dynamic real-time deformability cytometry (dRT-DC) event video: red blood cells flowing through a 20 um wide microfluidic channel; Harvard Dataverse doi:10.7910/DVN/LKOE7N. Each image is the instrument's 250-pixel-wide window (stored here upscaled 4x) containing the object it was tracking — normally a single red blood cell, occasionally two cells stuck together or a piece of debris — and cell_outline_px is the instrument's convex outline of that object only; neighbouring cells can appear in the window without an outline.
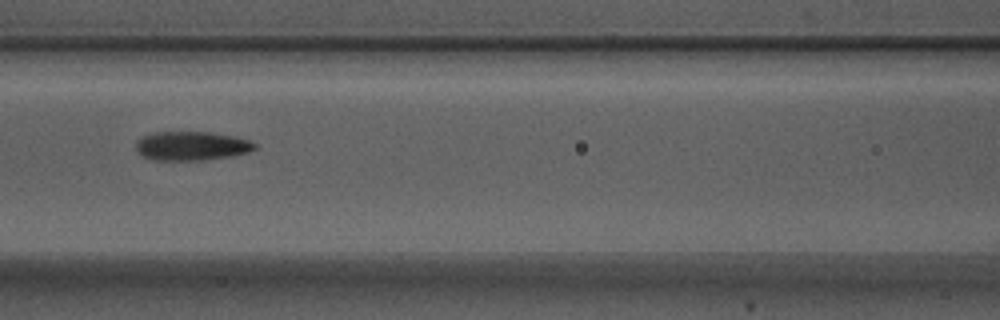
{"species": "Egyptian fruit bat (a non-hibernating species)", "species_latin": "Rousettus aegyptiacus", "temperature_condition": "warm", "stored_images_in_passage": 5, "camera_frame_rate_fps": 3000, "um_per_image_px": 0.085, "animal": {"sex": "male"}, "frame": {"image": 1, "passage_image": 4, "time_ms": 1.0, "image_size_px": [1000, 320], "cell_outline_px": [[256, 148], [248, 152], [232, 156], [204, 160], [152, 160], [136, 152], [136, 140], [144, 136], [156, 132], [212, 132], [236, 136], [248, 140], [256, 144]], "centroid_in_image_um": [16.28, 12.4], "position_along_channel_um": 150.3, "area_um2": 20.17}}
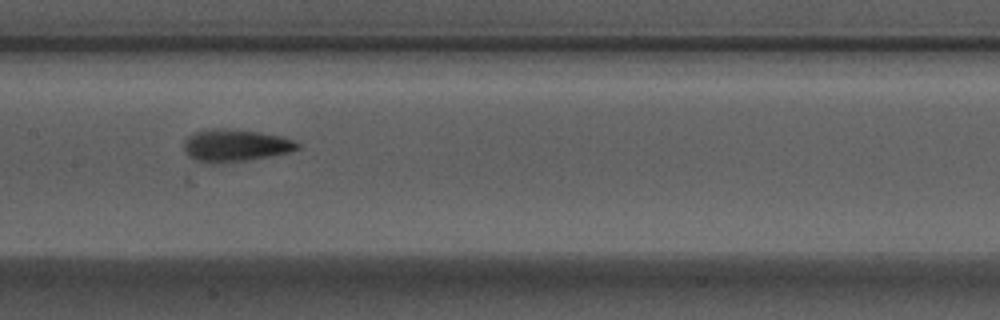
{"frame": {"image": 2, "passage_image": 5, "time_ms": 1.333, "image_size_px": [1000, 320], "cell_outline_px": [[300, 148], [292, 152], [272, 156], [248, 160], [216, 164], [204, 164], [192, 160], [184, 152], [184, 144], [188, 136], [196, 132], [260, 132], [280, 136], [296, 140], [300, 144]], "centroid_in_image_um": [20.05, 12.46], "position_along_channel_um": 187.3, "area_um2": 20.81}}